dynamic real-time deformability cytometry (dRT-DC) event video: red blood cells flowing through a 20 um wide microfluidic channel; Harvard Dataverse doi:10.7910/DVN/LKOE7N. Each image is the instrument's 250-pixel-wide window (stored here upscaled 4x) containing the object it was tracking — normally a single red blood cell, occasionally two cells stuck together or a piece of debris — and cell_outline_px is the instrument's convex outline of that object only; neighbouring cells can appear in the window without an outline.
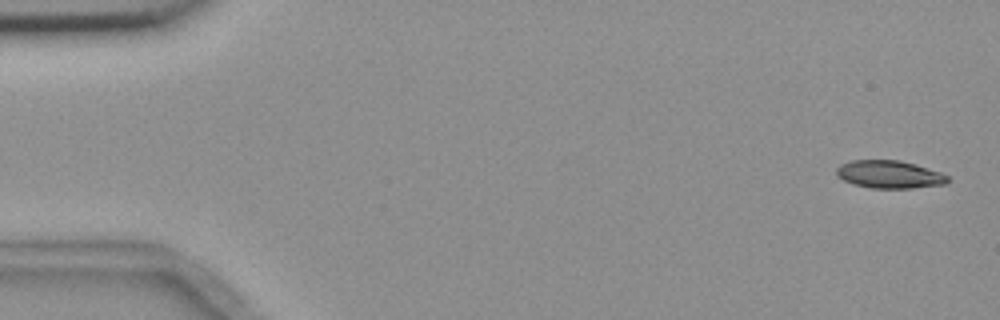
{"species": "common noctule bat (a hibernating species)", "species_latin": "Nyctalus noctula", "temperature_condition": "room temperature", "stored_images_in_passage": 5, "camera_frame_rate_fps": 3000, "um_per_image_px": 0.085, "animal": {"sex": "female", "body_mass_g": 18.4}, "frame": {"image": 1, "passage_image": 1, "time_ms": 0.0, "image_size_px": [1000, 320], "cell_outline_px": [[948, 180], [944, 184], [912, 188], [872, 188], [852, 184], [836, 176], [836, 168], [840, 164], [852, 160], [900, 160], [916, 164], [940, 172], [948, 176]], "centroid_in_image_um": [75.56, 14.82], "position_along_channel_um": 9.4, "area_um2": 18.03}}
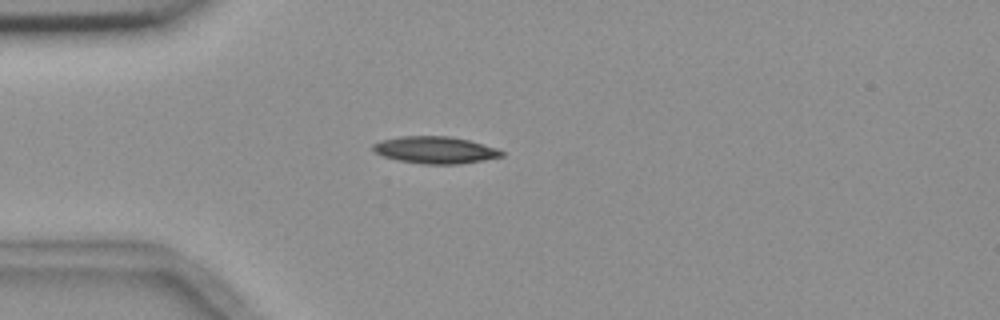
{"frame": {"image": 2, "passage_image": 5, "time_ms": 4.333, "image_size_px": [1000, 320], "cell_outline_px": [[504, 156], [460, 164], [424, 164], [396, 160], [384, 156], [376, 152], [372, 148], [372, 144], [380, 140], [400, 136], [448, 136], [468, 140], [496, 148], [504, 152]], "centroid_in_image_um": [36.97, 12.75], "position_along_channel_um": 48.0, "area_um2": 20.17}}